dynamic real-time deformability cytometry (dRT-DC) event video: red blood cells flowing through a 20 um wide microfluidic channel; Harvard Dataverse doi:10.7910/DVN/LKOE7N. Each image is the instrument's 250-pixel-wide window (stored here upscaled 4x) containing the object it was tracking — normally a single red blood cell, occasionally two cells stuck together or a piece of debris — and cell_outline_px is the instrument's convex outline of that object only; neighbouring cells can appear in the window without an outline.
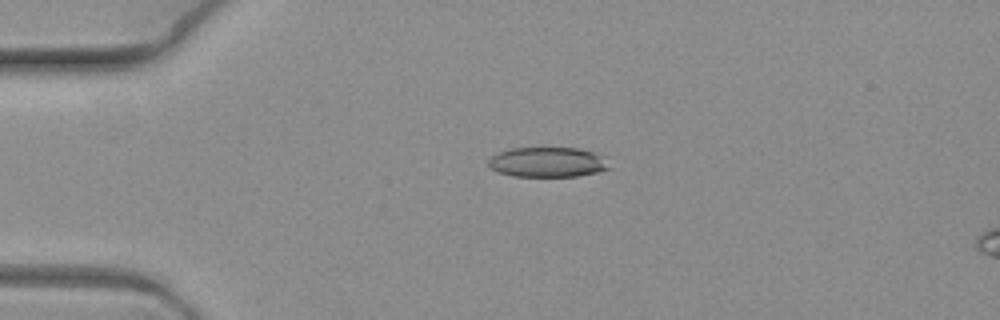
{"species": "common noctule bat (a hibernating species)", "species_latin": "Nyctalus noctula", "temperature_condition": "warm", "stored_images_in_passage": 7, "camera_frame_rate_fps": 3000, "um_per_image_px": 0.085, "animal": {"sex": "female", "body_mass_g": 19.3, "forearm_length_mm": 54.1}, "frame": {"image": 1, "passage_image": 5, "time_ms": 1.333, "image_size_px": [1000, 320], "cell_outline_px": [[612, 168], [596, 172], [576, 176], [512, 176], [500, 172], [492, 168], [488, 164], [488, 160], [492, 156], [508, 148], [580, 148], [596, 152]], "centroid_in_image_um": [46.55, 13.77], "position_along_channel_um": 38.5, "area_um2": 20.92}}